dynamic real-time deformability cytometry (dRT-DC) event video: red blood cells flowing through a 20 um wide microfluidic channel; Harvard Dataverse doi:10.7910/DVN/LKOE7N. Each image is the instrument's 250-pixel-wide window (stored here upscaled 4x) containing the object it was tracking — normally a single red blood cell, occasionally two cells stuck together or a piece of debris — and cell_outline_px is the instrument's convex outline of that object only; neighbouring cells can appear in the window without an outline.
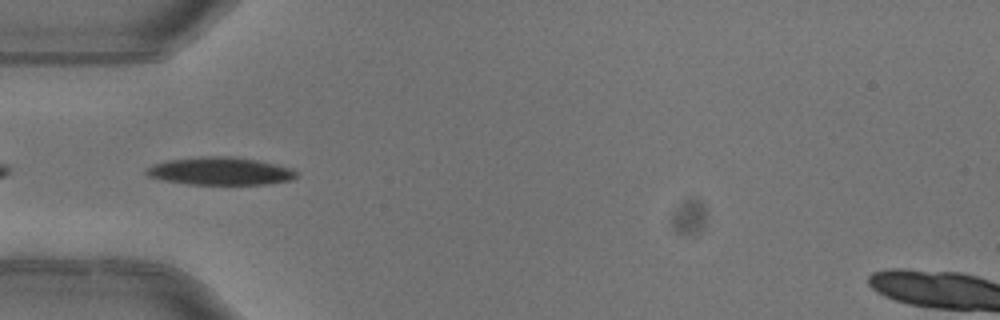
{"species": "common noctule bat (a hibernating species)", "species_latin": "Nyctalus noctula", "temperature_condition": "warm", "stored_images_in_passage": 7, "camera_frame_rate_fps": 3000, "um_per_image_px": 0.085, "animal": {"sex": "female"}, "frame": {"image": 1, "passage_image": 4, "time_ms": 1.0, "image_size_px": [1000, 320], "cell_outline_px": [[296, 176], [292, 180], [264, 184], [188, 184], [164, 180], [148, 176], [144, 172], [148, 168], [156, 164], [168, 160], [200, 156], [232, 156], [256, 160], [292, 168], [296, 172]], "centroid_in_image_um": [18.72, 14.54], "position_along_channel_um": 66.3, "area_um2": 24.04}}